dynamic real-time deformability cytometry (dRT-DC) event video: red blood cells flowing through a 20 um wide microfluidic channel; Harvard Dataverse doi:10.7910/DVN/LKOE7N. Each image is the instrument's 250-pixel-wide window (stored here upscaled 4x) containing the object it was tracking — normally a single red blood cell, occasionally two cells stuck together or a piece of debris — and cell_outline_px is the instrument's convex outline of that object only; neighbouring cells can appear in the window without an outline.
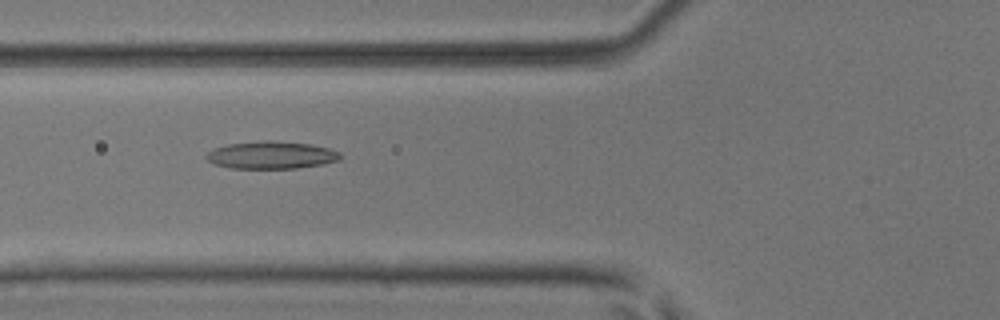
{"species": "common noctule bat (a hibernating species)", "species_latin": "Nyctalus noctula", "temperature_condition": "room temperature", "stored_images_in_passage": 51, "camera_frame_rate_fps": 3000, "um_per_image_px": 0.085, "animal": {"sex": "male", "body_mass_g": 17.9, "forearm_length_mm": 54.2}, "frame": {"image": 1, "passage_image": 20, "time_ms": 6.333, "image_size_px": [1000, 320], "cell_outline_px": [[344, 156], [340, 160], [324, 164], [296, 168], [232, 168], [216, 164], [208, 160], [204, 156], [212, 148], [228, 144], [264, 140], [268, 140], [312, 144], [328, 148], [340, 152]], "centroid_in_image_um": [23.1, 13.17], "position_along_channel_um": 102.7, "area_um2": 21.56}}
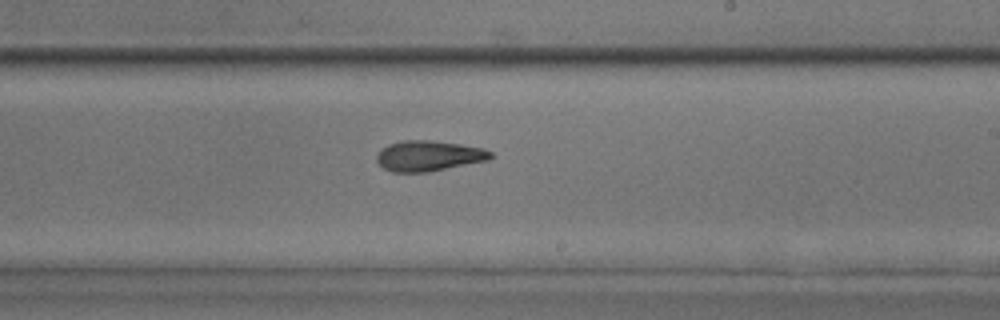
{"frame": {"image": 2, "passage_image": 31, "time_ms": 10.0, "image_size_px": [1000, 320], "cell_outline_px": [[492, 156], [488, 160], [428, 172], [392, 172], [384, 168], [376, 160], [376, 156], [388, 144], [404, 140], [428, 140], [460, 144], [484, 148], [492, 152]], "centroid_in_image_um": [36.45, 13.25], "position_along_channel_um": 252.6, "area_um2": 20.06}}
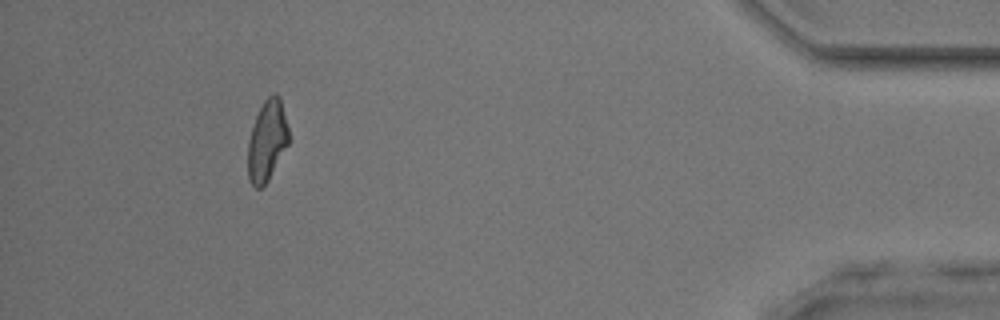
{"frame": {"image": 3, "passage_image": 47, "time_ms": 15.333, "image_size_px": [1000, 320], "cell_outline_px": [[288, 144], [268, 180], [260, 188], [256, 188], [248, 180], [248, 140], [256, 116], [264, 100], [272, 92], [276, 92], [280, 96], [288, 128]], "centroid_in_image_um": [22.69, 11.93], "position_along_channel_um": 412.5, "area_um2": 19.07}, "authors_computed_cell_mechanics": {"area_um2": 20.3456, "velocity_mm_per_s": 4.0996, "shape_relaxation_time_tau1_ms": null, "shape_relaxation_time_tau2_ms": 4.4191, "deformation_change_tau1": null, "deformation_change_tau2": 0.1429}}